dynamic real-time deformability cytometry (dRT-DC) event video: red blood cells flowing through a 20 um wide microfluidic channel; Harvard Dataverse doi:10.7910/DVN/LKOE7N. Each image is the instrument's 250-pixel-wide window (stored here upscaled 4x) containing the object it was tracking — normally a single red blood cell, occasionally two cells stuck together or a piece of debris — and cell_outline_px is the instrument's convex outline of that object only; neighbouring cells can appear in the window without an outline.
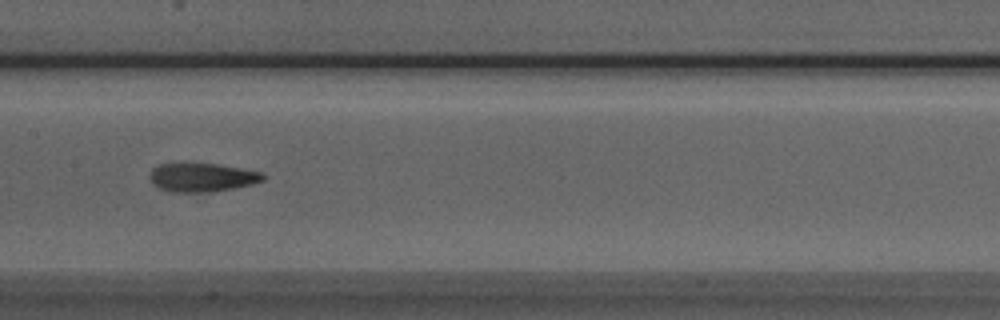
{"species": "Egyptian fruit bat (a non-hibernating species)", "species_latin": "Rousettus aegyptiacus", "temperature_condition": "room temperature", "stored_images_in_passage": 6, "camera_frame_rate_fps": 3000, "um_per_image_px": 0.085, "animal": {"sex": "male"}, "frame": {"image": 1, "passage_image": 5, "time_ms": 1.333, "image_size_px": [1000, 320], "cell_outline_px": [[268, 176], [264, 180], [252, 184], [212, 192], [168, 192], [152, 184], [148, 176], [148, 172], [152, 168], [160, 164], [216, 164], [264, 172]], "centroid_in_image_um": [17.17, 15.09], "position_along_channel_um": 190.2, "area_um2": 19.07}}
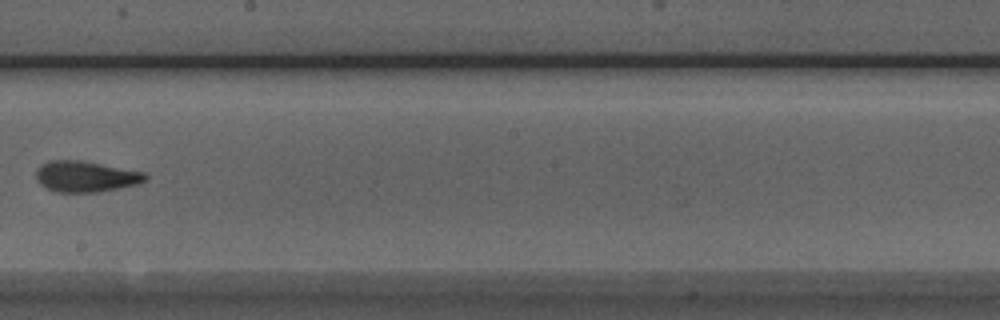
{"frame": {"image": 2, "passage_image": 6, "time_ms": 1.667, "image_size_px": [1000, 320], "cell_outline_px": [[148, 176], [140, 184], [100, 192], [56, 192], [40, 184], [36, 180], [36, 168], [48, 160], [80, 160], [144, 172]], "centroid_in_image_um": [7.27, 15.0], "position_along_channel_um": 240.9, "area_um2": 19.77}}